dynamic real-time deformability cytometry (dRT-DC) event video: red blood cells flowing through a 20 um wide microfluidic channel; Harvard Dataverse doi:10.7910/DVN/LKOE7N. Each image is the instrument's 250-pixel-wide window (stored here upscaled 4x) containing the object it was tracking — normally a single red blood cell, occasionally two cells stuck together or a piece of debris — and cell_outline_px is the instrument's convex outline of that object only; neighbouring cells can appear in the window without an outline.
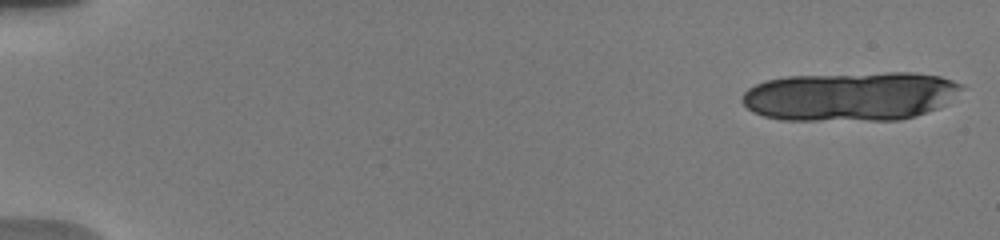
{"species": "human", "species_latin": "Homo sapiens", "temperature_condition": "warm", "stored_images_in_passage": 13, "camera_frame_rate_fps": 3000, "um_per_image_px": 0.085, "donor": {"sex": "male"}, "frame": {"image": 1, "passage_image": 1, "time_ms": 0.0, "image_size_px": [1000, 240], "cell_outline_px": [[964, 88], [948, 104], [916, 116], [900, 120], [780, 120], [764, 116], [748, 108], [740, 100], [744, 92], [748, 88], [764, 80], [788, 76], [888, 72], [912, 72], [940, 76], [964, 84]], "centroid_in_image_um": [72.33, 8.18], "position_along_channel_um": 12.7, "area_um2": 63.41}}